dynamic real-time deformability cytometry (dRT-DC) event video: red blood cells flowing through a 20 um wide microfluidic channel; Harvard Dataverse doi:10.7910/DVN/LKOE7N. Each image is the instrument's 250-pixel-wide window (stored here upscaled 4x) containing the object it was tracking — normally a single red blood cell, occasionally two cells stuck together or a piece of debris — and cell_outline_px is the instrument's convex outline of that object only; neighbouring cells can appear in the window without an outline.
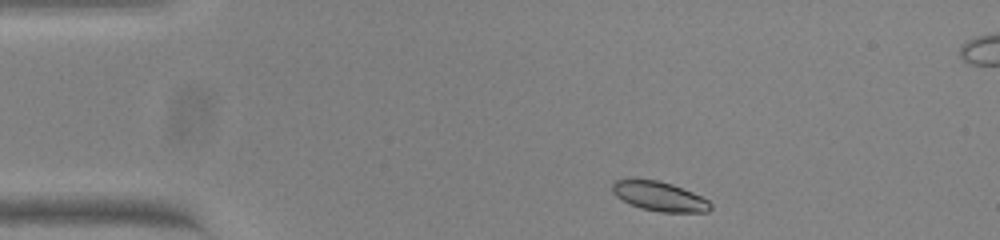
{"species": "common noctule bat (a hibernating species)", "species_latin": "Nyctalus noctula", "temperature_condition": "warm", "stored_images_in_passage": 48, "camera_frame_rate_fps": 3000, "um_per_image_px": 0.085, "animal": {"sex": "female", "body_mass_g": 23.0, "forearm_length_mm": 53.4}, "frame": {"image": 1, "passage_image": 2, "time_ms": 0.333, "image_size_px": [1000, 240], "cell_outline_px": [[712, 208], [708, 212], [660, 212], [640, 208], [616, 196], [612, 192], [612, 184], [616, 180], [656, 180], [672, 184], [692, 192], [708, 200], [712, 204]], "centroid_in_image_um": [56.09, 16.7], "position_along_channel_um": 28.9, "area_um2": 16.59}}
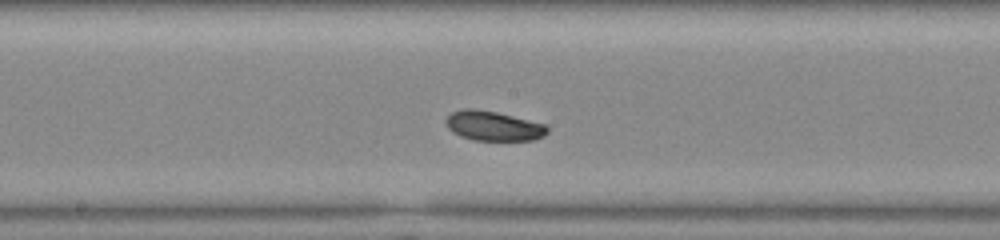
{"frame": {"image": 2, "passage_image": 21, "time_ms": 6.667, "image_size_px": [1000, 240], "cell_outline_px": [[548, 132], [544, 136], [532, 140], [472, 140], [460, 136], [452, 132], [448, 128], [444, 120], [452, 112], [464, 108], [472, 108], [496, 112], [544, 124], [548, 128]], "centroid_in_image_um": [41.9, 10.71], "position_along_channel_um": 206.3, "area_um2": 17.46}}
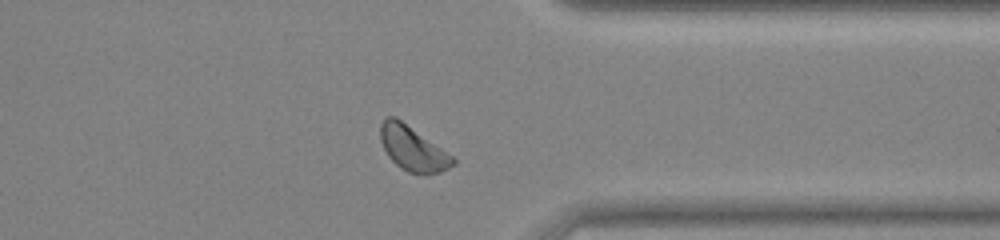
{"frame": {"image": 3, "passage_image": 35, "time_ms": 11.333, "image_size_px": [1000, 240], "cell_outline_px": [[456, 164], [440, 172], [424, 176], [408, 172], [400, 168], [388, 156], [380, 140], [380, 124], [384, 116], [396, 116], [452, 156], [456, 160]], "centroid_in_image_um": [35.06, 12.63], "position_along_channel_um": 376.3, "area_um2": 18.96}}